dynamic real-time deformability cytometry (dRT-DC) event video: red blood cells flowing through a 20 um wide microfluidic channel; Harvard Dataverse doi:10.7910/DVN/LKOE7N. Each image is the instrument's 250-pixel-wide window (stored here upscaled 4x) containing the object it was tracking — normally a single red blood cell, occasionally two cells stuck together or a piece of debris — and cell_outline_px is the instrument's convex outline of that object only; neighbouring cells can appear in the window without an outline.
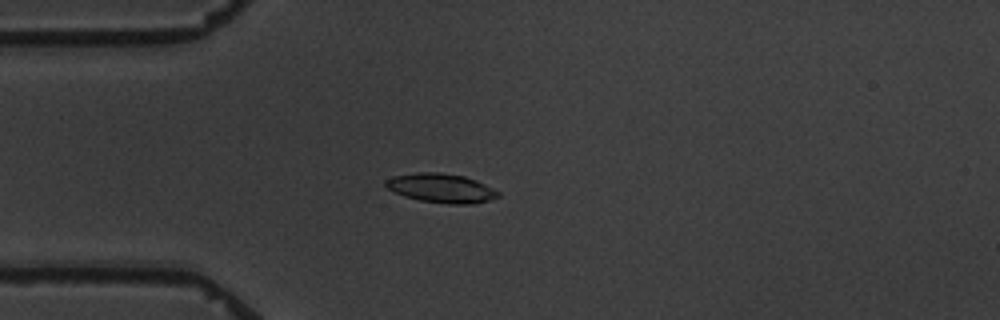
{"species": "common noctule bat (a hibernating species)", "species_latin": "Nyctalus noctula", "temperature_condition": "warm", "stored_images_in_passage": 4, "camera_frame_rate_fps": 3000, "um_per_image_px": 0.085, "animal": {"sex": "male", "body_mass_g": 19.5, "forearm_length_mm": 54.6}, "frame": {"image": 1, "passage_image": 4, "time_ms": 3.333, "image_size_px": [1000, 320], "cell_outline_px": [[500, 196], [488, 200], [472, 204], [448, 204], [420, 200], [404, 196], [388, 188], [384, 184], [384, 180], [392, 176], [416, 172], [440, 172], [464, 176], [476, 180], [500, 192]], "centroid_in_image_um": [37.49, 15.98], "position_along_channel_um": 47.5, "area_um2": 19.07}}